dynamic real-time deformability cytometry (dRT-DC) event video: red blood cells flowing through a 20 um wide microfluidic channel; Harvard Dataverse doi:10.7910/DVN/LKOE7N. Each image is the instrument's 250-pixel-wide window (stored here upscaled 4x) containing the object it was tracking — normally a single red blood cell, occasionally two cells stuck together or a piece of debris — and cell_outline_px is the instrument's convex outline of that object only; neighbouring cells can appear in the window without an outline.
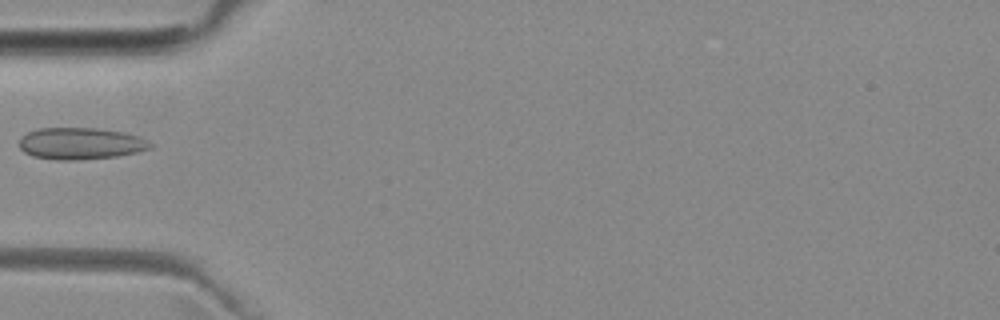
{"species": "common noctule bat (a hibernating species)", "species_latin": "Nyctalus noctula", "temperature_condition": "room temperature", "stored_images_in_passage": 4, "camera_frame_rate_fps": 3000, "um_per_image_px": 0.085, "animal": {"sex": "female", "body_mass_g": 29.2, "forearm_length_mm": 56.3}, "frame": {"image": 1, "passage_image": 3, "time_ms": 3.333, "image_size_px": [1000, 320], "cell_outline_px": [[152, 148], [136, 152], [116, 156], [80, 160], [56, 160], [32, 156], [24, 152], [20, 148], [20, 140], [28, 132], [36, 128], [96, 128], [124, 132], [140, 136], [148, 140], [152, 144]], "centroid_in_image_um": [6.87, 12.2], "position_along_channel_um": 78.1, "area_um2": 24.33}}
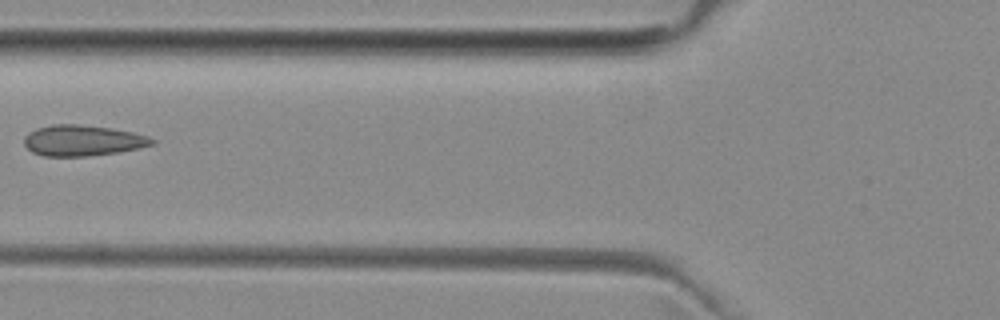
{"frame": {"image": 2, "passage_image": 4, "time_ms": 4.333, "image_size_px": [1000, 320], "cell_outline_px": [[156, 140], [152, 144], [136, 148], [116, 152], [88, 156], [44, 156], [32, 152], [24, 144], [24, 136], [28, 132], [36, 128], [52, 124], [76, 124], [112, 128], [132, 132], [148, 136]], "centroid_in_image_um": [6.97, 11.93], "position_along_channel_um": 118.8, "area_um2": 22.83}}